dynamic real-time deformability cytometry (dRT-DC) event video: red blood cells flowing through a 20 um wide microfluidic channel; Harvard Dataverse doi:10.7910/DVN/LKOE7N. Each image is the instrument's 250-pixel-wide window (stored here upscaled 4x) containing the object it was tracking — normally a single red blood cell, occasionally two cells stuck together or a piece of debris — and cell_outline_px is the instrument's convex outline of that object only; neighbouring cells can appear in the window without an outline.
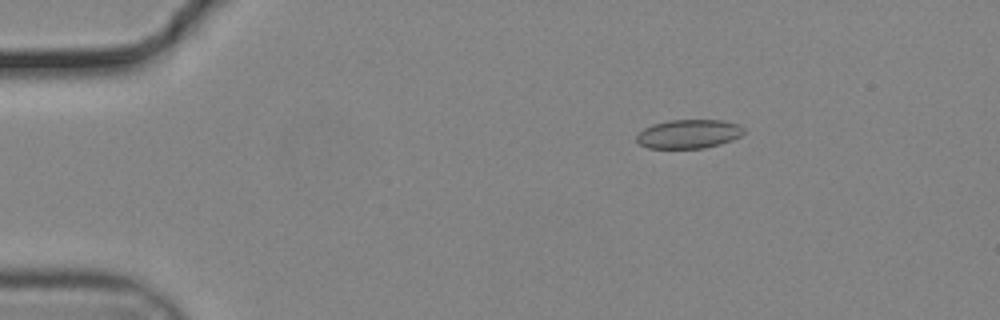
{"species": "common noctule bat (a hibernating species)", "species_latin": "Nyctalus noctula", "temperature_condition": "cold", "stored_images_in_passage": 47, "camera_frame_rate_fps": 3000, "um_per_image_px": 0.085, "animal": {"sex": "male", "body_mass_g": 19.2, "forearm_length_mm": 51.8}, "frame": {"image": 1, "passage_image": 1, "time_ms": 0.0, "image_size_px": [1000, 320], "cell_outline_px": [[744, 132], [740, 136], [732, 140], [720, 144], [704, 148], [648, 148], [640, 144], [636, 140], [636, 136], [644, 128], [652, 124], [668, 120], [724, 120], [740, 124], [744, 128]], "centroid_in_image_um": [58.56, 11.38], "position_along_channel_um": 26.4, "area_um2": 18.15}}
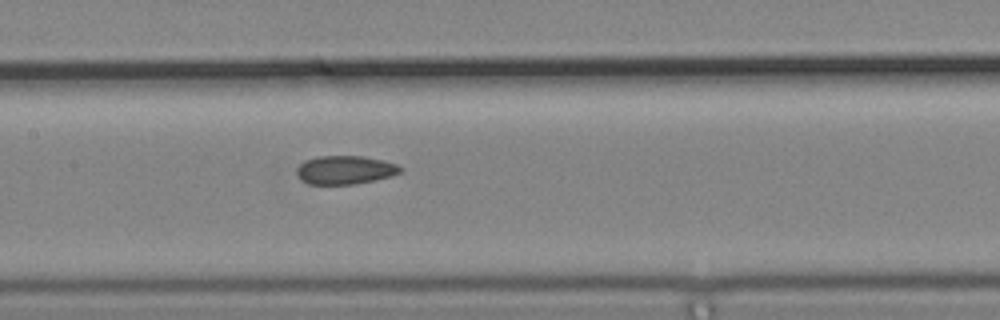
{"frame": {"image": 2, "passage_image": 19, "time_ms": 6.0, "image_size_px": [1000, 320], "cell_outline_px": [[404, 168], [400, 172], [392, 176], [376, 180], [356, 184], [308, 184], [300, 180], [296, 172], [296, 168], [300, 164], [316, 156], [364, 156], [384, 160], [396, 164]], "centroid_in_image_um": [29.35, 14.45], "position_along_channel_um": 178.1, "area_um2": 17.4}}
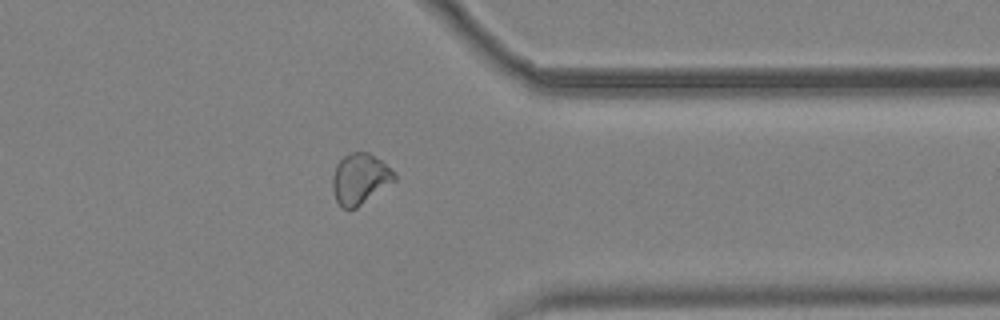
{"frame": {"image": 3, "passage_image": 36, "time_ms": 11.667, "image_size_px": [1000, 320], "cell_outline_px": [[396, 180], [356, 208], [344, 208], [336, 200], [332, 188], [332, 176], [336, 164], [348, 152], [368, 152], [380, 160], [396, 172]], "centroid_in_image_um": [30.59, 15.18], "position_along_channel_um": 380.8, "area_um2": 18.21}, "authors_computed_cell_mechanics": {"area_um2": 18.0336, "velocity_mm_per_s": 3.7196, "shape_relaxation_time_tau1_ms": null, "shape_relaxation_time_tau2_ms": 4.2249, "deformation_change_tau1": null, "deformation_change_tau2": 0.0905}}